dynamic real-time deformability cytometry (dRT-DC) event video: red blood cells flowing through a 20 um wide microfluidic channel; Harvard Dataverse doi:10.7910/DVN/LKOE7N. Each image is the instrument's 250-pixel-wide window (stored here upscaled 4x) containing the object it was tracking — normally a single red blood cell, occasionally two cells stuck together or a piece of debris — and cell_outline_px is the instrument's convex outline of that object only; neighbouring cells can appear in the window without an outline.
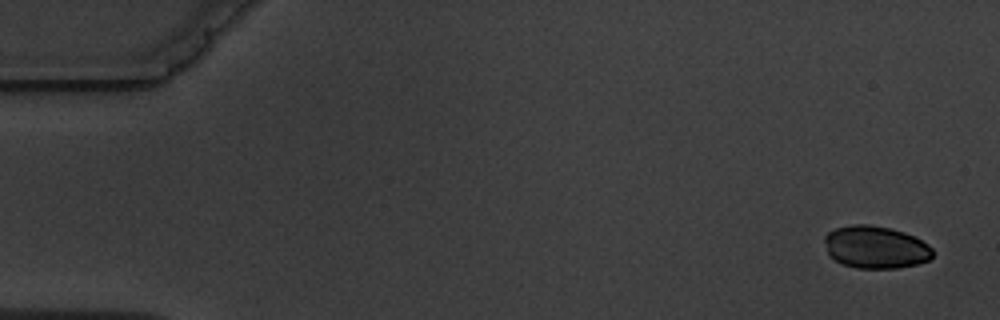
{"species": "common noctule bat (a hibernating species)", "species_latin": "Nyctalus noctula", "temperature_condition": "warm", "stored_images_in_passage": 5, "camera_frame_rate_fps": 3000, "um_per_image_px": 0.085, "animal": {"sex": "male", "body_mass_g": 19.5, "forearm_length_mm": 54.6}, "frame": {"image": 1, "passage_image": 1, "time_ms": 0.0, "image_size_px": [1000, 320], "cell_outline_px": [[932, 256], [928, 260], [916, 264], [896, 268], [856, 268], [844, 264], [828, 256], [824, 240], [824, 236], [828, 232], [836, 228], [852, 224], [868, 224], [892, 228], [916, 236], [928, 244], [932, 248]], "centroid_in_image_um": [74.42, 20.99], "position_along_channel_um": 10.6, "area_um2": 26.93}}
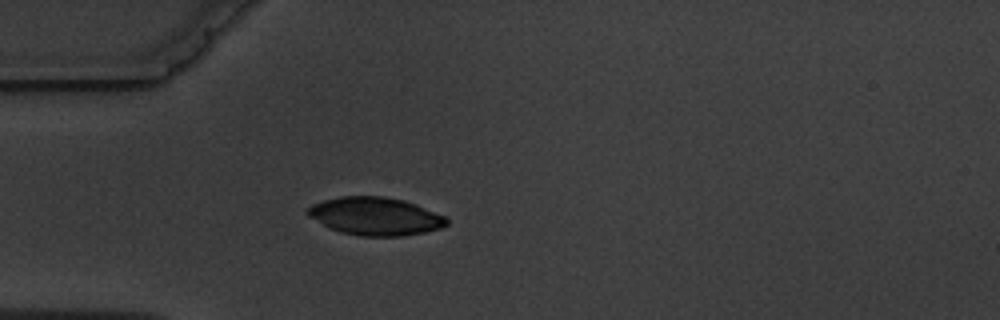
{"frame": {"image": 2, "passage_image": 5, "time_ms": 4.667, "image_size_px": [1000, 320], "cell_outline_px": [[448, 224], [440, 228], [424, 232], [404, 236], [360, 236], [340, 232], [328, 228], [308, 216], [304, 212], [312, 204], [324, 200], [340, 196], [380, 196], [404, 200], [416, 204], [444, 216], [448, 220]], "centroid_in_image_um": [31.86, 18.38], "position_along_channel_um": 53.1, "area_um2": 30.81}}